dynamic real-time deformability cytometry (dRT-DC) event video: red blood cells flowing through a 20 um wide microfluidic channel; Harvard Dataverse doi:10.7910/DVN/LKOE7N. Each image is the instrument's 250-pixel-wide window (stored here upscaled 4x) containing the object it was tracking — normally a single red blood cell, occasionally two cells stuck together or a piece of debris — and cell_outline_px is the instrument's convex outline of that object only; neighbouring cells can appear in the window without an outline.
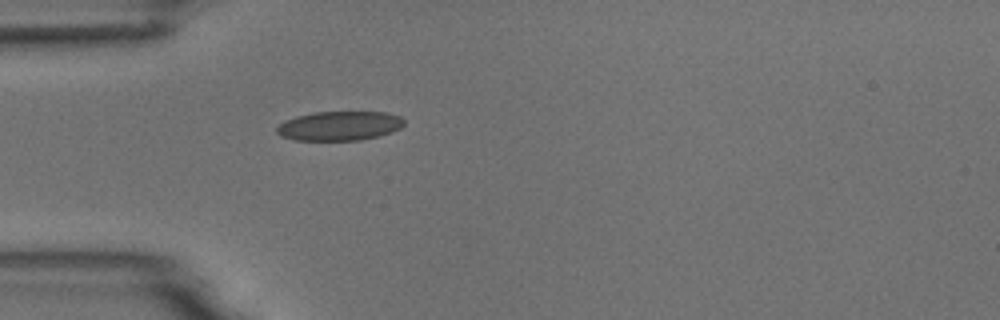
{"species": "common noctule bat (a hibernating species)", "species_latin": "Nyctalus noctula", "temperature_condition": "room temperature", "stored_images_in_passage": 6, "camera_frame_rate_fps": 3000, "um_per_image_px": 0.085, "animal": {"sex": "male", "body_mass_g": 18.8}, "frame": {"image": 1, "passage_image": 6, "time_ms": 6.333, "image_size_px": [1000, 320], "cell_outline_px": [[404, 124], [400, 128], [392, 132], [380, 136], [360, 140], [296, 140], [280, 136], [276, 132], [276, 128], [284, 120], [296, 116], [312, 112], [384, 112], [400, 116], [404, 120]], "centroid_in_image_um": [28.84, 10.7], "position_along_channel_um": 56.2, "area_um2": 21.85}}